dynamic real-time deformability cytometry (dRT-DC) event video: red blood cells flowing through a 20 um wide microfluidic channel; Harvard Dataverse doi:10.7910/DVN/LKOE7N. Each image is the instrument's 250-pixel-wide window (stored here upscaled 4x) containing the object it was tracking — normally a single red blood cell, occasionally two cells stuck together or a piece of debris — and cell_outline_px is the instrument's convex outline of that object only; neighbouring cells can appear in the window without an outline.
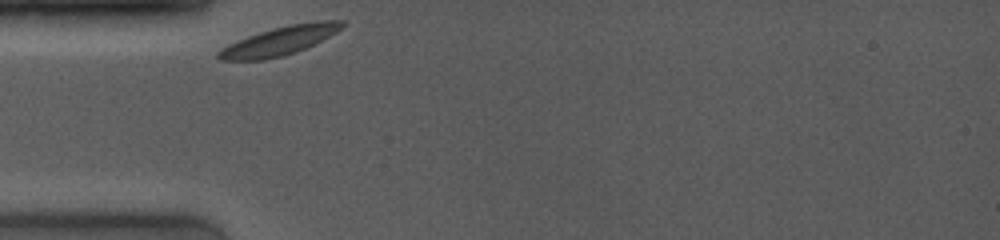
{"species": "common noctule bat (a hibernating species)", "species_latin": "Nyctalus noctula", "temperature_condition": "room temperature", "stored_images_in_passage": 10, "camera_frame_rate_fps": 4000, "um_per_image_px": 0.085, "animal": {"sex": "female", "body_mass_g": 19.0, "forearm_length_mm": 53.3}, "frame": {"image": 1, "passage_image": 1, "time_ms": 0.0, "image_size_px": [1000, 240], "cell_outline_px": [[348, 24], [336, 32], [296, 52], [284, 56], [264, 60], [220, 60], [216, 56], [216, 52], [220, 48], [228, 44], [248, 36], [272, 28], [288, 24], [320, 20], [348, 20]], "centroid_in_image_um": [23.77, 3.46], "position_along_channel_um": 61.2, "area_um2": 20.81}}
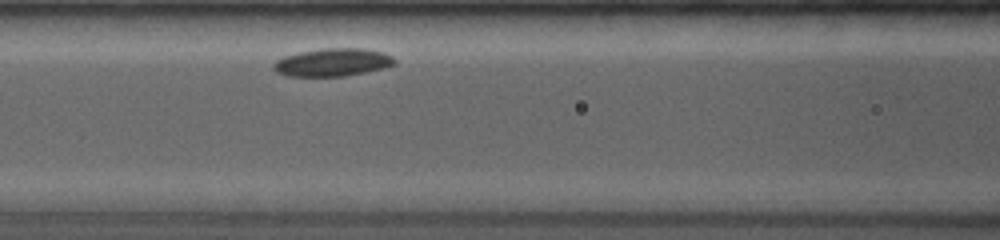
{"frame": {"image": 2, "passage_image": 6, "time_ms": 2.25, "image_size_px": [1000, 240], "cell_outline_px": [[396, 64], [384, 68], [344, 76], [288, 76], [276, 72], [272, 68], [272, 64], [276, 60], [284, 56], [300, 52], [320, 48], [364, 48], [384, 52], [392, 56], [396, 60]], "centroid_in_image_um": [28.27, 5.29], "position_along_channel_um": 138.3, "area_um2": 19.83}}